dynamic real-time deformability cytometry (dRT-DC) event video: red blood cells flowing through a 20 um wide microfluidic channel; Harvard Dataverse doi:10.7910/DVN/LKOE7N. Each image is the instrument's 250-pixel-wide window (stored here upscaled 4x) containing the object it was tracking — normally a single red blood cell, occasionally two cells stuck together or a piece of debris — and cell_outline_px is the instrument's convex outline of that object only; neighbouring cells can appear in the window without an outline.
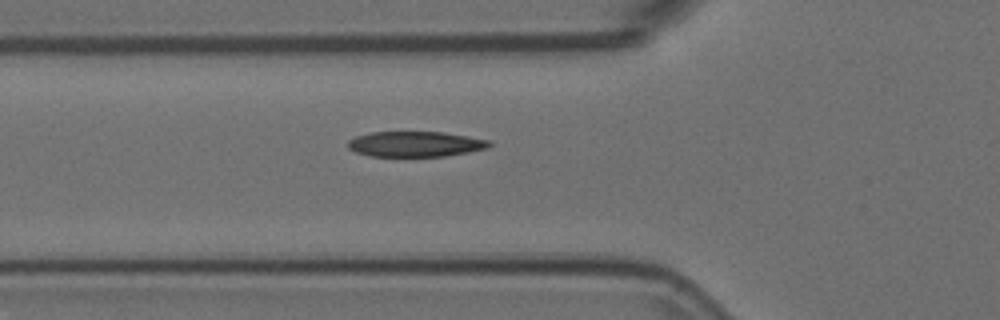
{"species": "Egyptian fruit bat (a non-hibernating species)", "species_latin": "Rousettus aegyptiacus", "temperature_condition": "room temperature", "stored_images_in_passage": 38, "camera_frame_rate_fps": 3000, "um_per_image_px": 0.085, "animal": {"sex": "female"}, "frame": {"image": 1, "passage_image": 2, "time_ms": 0.333, "image_size_px": [1000, 320], "cell_outline_px": [[492, 144], [488, 148], [468, 152], [444, 156], [368, 156], [356, 152], [348, 148], [348, 140], [356, 136], [372, 132], [440, 132], [468, 136], [492, 140]], "centroid_in_image_um": [35.32, 12.24], "position_along_channel_um": 90.5, "area_um2": 20.92}}
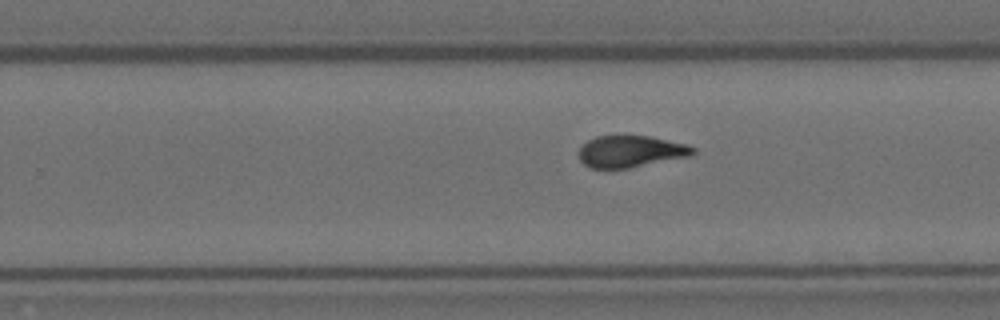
{"frame": {"image": 2, "passage_image": 17, "time_ms": 5.333, "image_size_px": [1000, 320], "cell_outline_px": [[696, 152], [692, 156], [628, 168], [592, 168], [584, 164], [580, 160], [576, 152], [588, 140], [596, 136], [648, 136], [688, 144], [696, 148]], "centroid_in_image_um": [53.63, 12.87], "position_along_channel_um": 276.2, "area_um2": 21.21}}
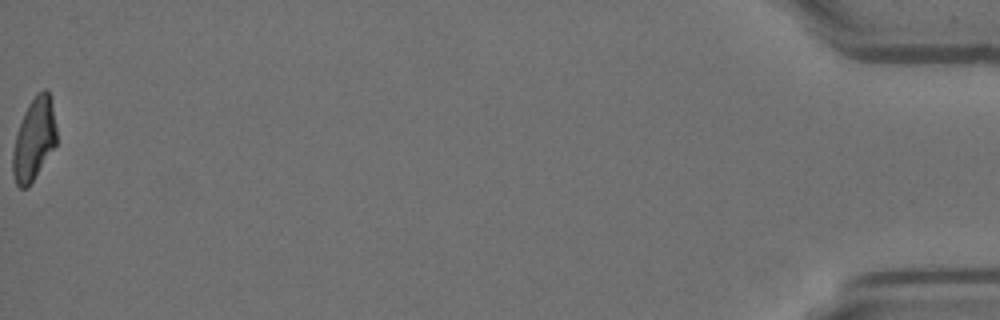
{"frame": {"image": 3, "passage_image": 38, "time_ms": 12.333, "image_size_px": [1000, 320], "cell_outline_px": [[56, 144], [32, 180], [24, 188], [20, 188], [16, 184], [12, 172], [12, 152], [16, 136], [24, 112], [28, 104], [44, 88], [48, 88], [52, 96], [56, 128]], "centroid_in_image_um": [2.9, 11.78], "position_along_channel_um": 432.3, "area_um2": 20.69}}